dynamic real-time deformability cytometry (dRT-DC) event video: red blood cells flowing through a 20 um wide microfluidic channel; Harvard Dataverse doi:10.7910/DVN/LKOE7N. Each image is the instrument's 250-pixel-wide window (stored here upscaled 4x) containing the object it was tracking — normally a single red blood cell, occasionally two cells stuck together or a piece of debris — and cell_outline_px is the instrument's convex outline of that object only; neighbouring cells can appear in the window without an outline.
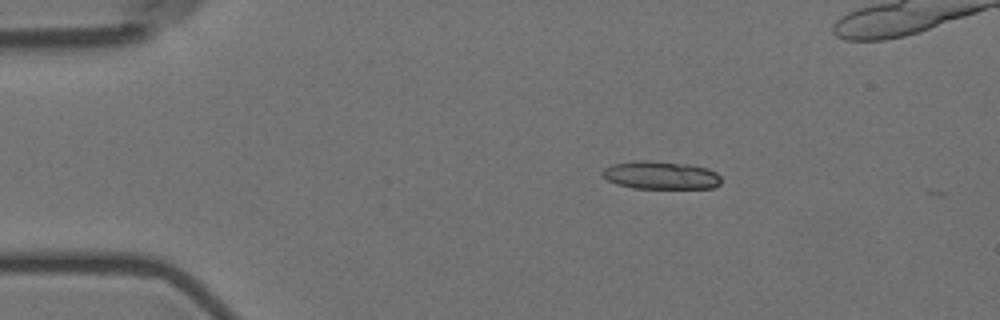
{"species": "Egyptian fruit bat (a non-hibernating species)", "species_latin": "Rousettus aegyptiacus", "temperature_condition": "room temperature", "stored_images_in_passage": 3, "camera_frame_rate_fps": 3000, "um_per_image_px": 0.085, "animal": {"sex": "female"}, "frame": {"image": 1, "passage_image": 1, "time_ms": 0.0, "image_size_px": [1000, 320], "cell_outline_px": [[720, 184], [712, 188], [632, 188], [616, 184], [608, 180], [600, 172], [604, 168], [612, 164], [640, 160], [648, 160], [688, 164], [708, 168], [716, 172], [720, 176]], "centroid_in_image_um": [56.16, 14.89], "position_along_channel_um": 28.8, "area_um2": 19.42}}